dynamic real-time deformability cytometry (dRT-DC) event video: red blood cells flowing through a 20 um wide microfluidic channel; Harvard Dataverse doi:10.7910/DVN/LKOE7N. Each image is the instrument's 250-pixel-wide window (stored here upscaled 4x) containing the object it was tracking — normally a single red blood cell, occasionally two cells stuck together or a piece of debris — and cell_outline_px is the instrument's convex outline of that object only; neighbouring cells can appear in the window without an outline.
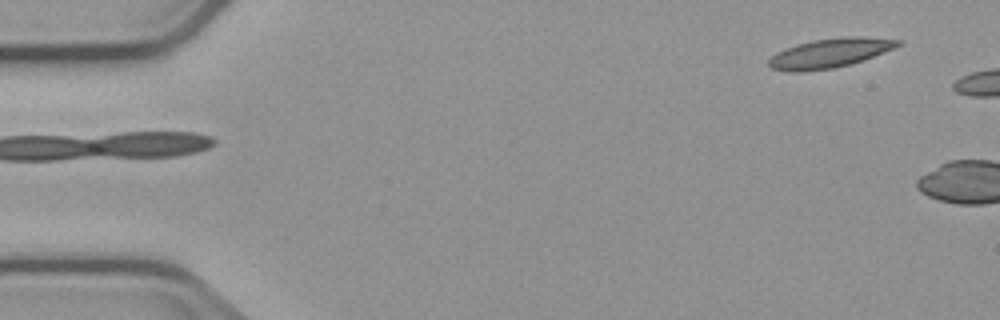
{"species": "common noctule bat (a hibernating species)", "species_latin": "Nyctalus noctula", "temperature_condition": "cold", "stored_images_in_passage": 2, "camera_frame_rate_fps": 3000, "um_per_image_px": 0.085, "animal": {"sex": "male", "body_mass_g": 23.1, "forearm_length_mm": 52.7}, "frame": {"image": 1, "passage_image": 1, "time_ms": 0.0, "image_size_px": [1000, 320], "cell_outline_px": [[904, 44], [864, 60], [832, 68], [800, 72], [788, 72], [772, 68], [768, 64], [768, 60], [776, 52], [784, 48], [796, 44], [812, 40], [844, 36], [860, 36], [904, 40]], "centroid_in_image_um": [70.55, 4.5], "position_along_channel_um": 14.4, "area_um2": 22.25}}